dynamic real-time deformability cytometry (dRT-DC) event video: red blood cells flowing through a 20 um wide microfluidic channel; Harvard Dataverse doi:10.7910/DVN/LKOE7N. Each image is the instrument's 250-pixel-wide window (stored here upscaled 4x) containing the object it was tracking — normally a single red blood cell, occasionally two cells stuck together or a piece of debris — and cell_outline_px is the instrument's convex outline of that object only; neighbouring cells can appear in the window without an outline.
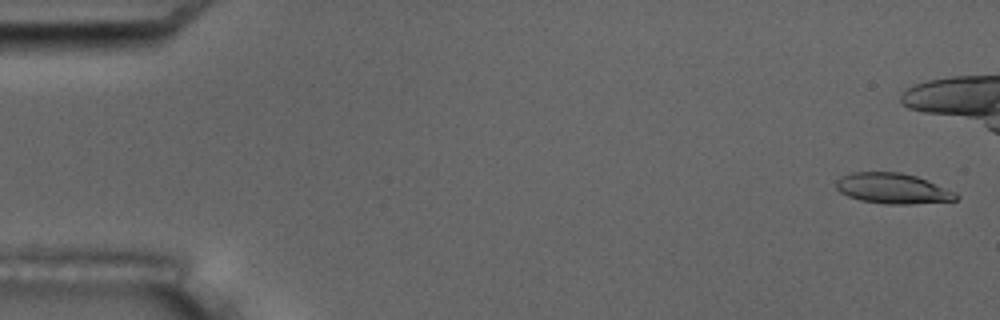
{"species": "common noctule bat (a hibernating species)", "species_latin": "Nyctalus noctula", "temperature_condition": "room temperature", "stored_images_in_passage": 4, "camera_frame_rate_fps": 3000, "um_per_image_px": 0.085, "animal": {"sex": "male", "body_mass_g": 17.5, "forearm_length_mm": 52.3}, "frame": {"image": 1, "passage_image": 1, "time_ms": 0.0, "image_size_px": [1000, 320], "cell_outline_px": [[960, 196], [956, 200], [908, 204], [888, 204], [860, 200], [848, 196], [840, 192], [836, 188], [836, 180], [852, 172], [900, 172], [916, 176], [956, 192]], "centroid_in_image_um": [75.88, 16.02], "position_along_channel_um": 9.1, "area_um2": 21.1}}